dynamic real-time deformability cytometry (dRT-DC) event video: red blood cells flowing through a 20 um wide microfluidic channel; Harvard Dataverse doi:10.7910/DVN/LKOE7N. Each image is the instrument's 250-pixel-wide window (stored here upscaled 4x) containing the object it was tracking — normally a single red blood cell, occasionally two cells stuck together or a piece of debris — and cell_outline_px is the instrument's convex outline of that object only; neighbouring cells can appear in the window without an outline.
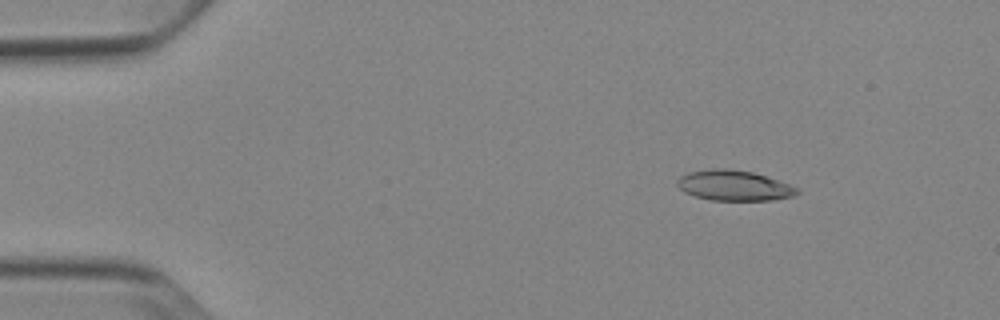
{"species": "Egyptian fruit bat (a non-hibernating species)", "species_latin": "Rousettus aegyptiacus", "temperature_condition": "cold", "stored_images_in_passage": 7, "camera_frame_rate_fps": 3000, "um_per_image_px": 0.085, "animal": {"sex": "female"}, "frame": {"image": 1, "passage_image": 7, "time_ms": 2.0, "image_size_px": [1000, 320], "cell_outline_px": [[800, 192], [792, 196], [772, 200], [712, 200], [696, 196], [684, 192], [676, 184], [676, 180], [680, 176], [688, 172], [712, 168], [724, 168], [752, 172], [800, 188]], "centroid_in_image_um": [62.36, 15.77], "position_along_channel_um": 22.6, "area_um2": 21.04}}